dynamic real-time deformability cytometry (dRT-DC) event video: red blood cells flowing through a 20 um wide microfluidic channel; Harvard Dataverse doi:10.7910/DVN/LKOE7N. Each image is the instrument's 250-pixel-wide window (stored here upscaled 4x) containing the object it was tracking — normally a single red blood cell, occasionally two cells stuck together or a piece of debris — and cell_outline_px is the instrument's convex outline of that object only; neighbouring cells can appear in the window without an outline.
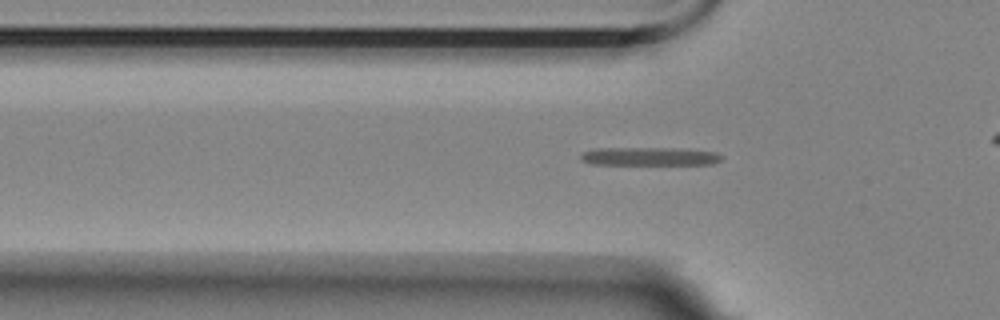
{"species": "Egyptian fruit bat (a non-hibernating species)", "species_latin": "Rousettus aegyptiacus", "temperature_condition": "room temperature", "stored_images_in_passage": 46, "camera_frame_rate_fps": 3000, "um_per_image_px": 0.085, "animal": {"sex": "female"}, "frame": {"image": 1, "passage_image": 17, "time_ms": 5.333, "image_size_px": [1000, 320], "cell_outline_px": [[720, 160], [712, 164], [592, 164], [580, 160], [580, 156], [584, 152], [596, 148], [672, 148], [716, 152], [720, 156]], "centroid_in_image_um": [55.14, 13.29], "position_along_channel_um": 70.7, "area_um2": 14.74}}
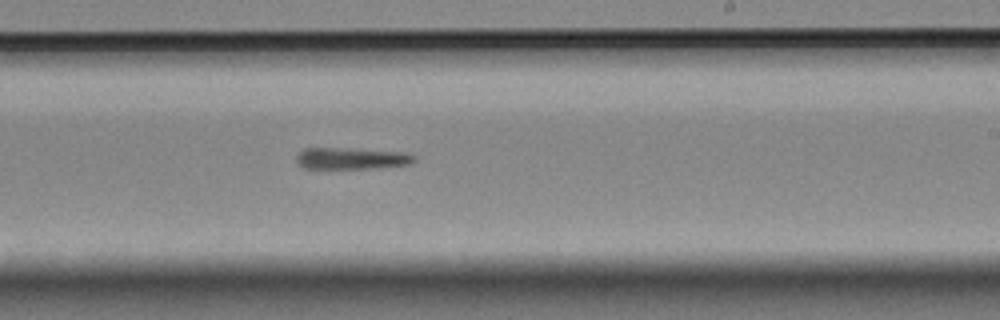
{"frame": {"image": 2, "passage_image": 33, "time_ms": 10.667, "image_size_px": [1000, 320], "cell_outline_px": [[416, 160], [412, 164], [368, 168], [304, 168], [296, 160], [296, 156], [304, 148], [340, 148], [404, 152], [416, 156]], "centroid_in_image_um": [29.89, 13.46], "position_along_channel_um": 259.1, "area_um2": 14.62}}
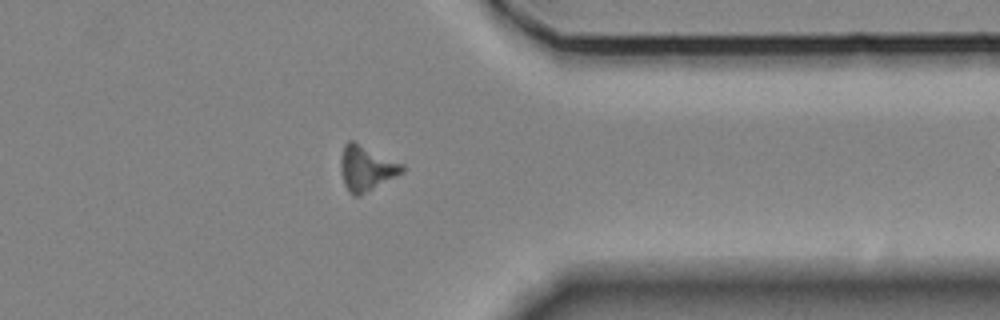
{"frame": {"image": 3, "passage_image": 44, "time_ms": 14.333, "image_size_px": [1000, 320], "cell_outline_px": [[404, 172], [360, 196], [352, 196], [348, 192], [344, 184], [340, 172], [340, 160], [344, 144], [348, 140], [352, 140], [404, 164]], "centroid_in_image_um": [31.12, 14.31], "position_along_channel_um": 380.3, "area_um2": 16.36}}